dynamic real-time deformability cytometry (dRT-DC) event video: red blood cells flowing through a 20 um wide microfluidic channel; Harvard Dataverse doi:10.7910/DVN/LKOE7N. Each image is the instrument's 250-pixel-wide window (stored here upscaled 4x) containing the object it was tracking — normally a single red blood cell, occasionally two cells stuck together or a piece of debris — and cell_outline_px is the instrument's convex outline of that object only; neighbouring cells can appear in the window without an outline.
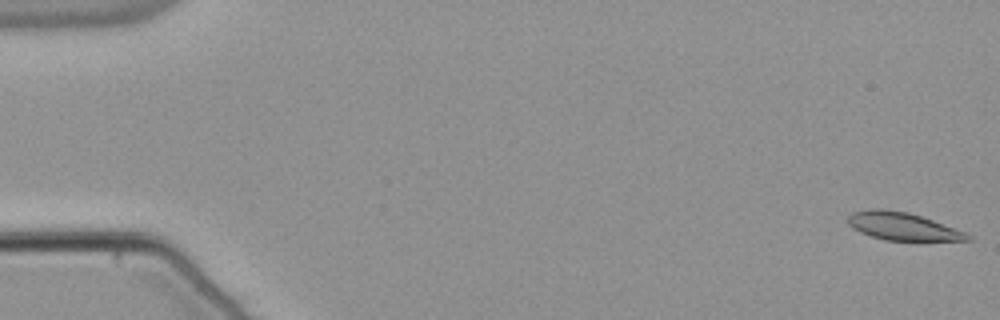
{"species": "common noctule bat (a hibernating species)", "species_latin": "Nyctalus noctula", "temperature_condition": "warm", "stored_images_in_passage": 56, "segment_of_instrument_passage": [1, 2], "camera_frame_rate_fps": 3000, "um_per_image_px": 0.085, "animal": {"sex": "male", "body_mass_g": 21.5, "forearm_length_mm": 52.0}, "frame": {"image": 1, "passage_image": 1, "time_ms": 0.0, "image_size_px": [1000, 320], "cell_outline_px": [[972, 240], [884, 240], [860, 232], [852, 228], [848, 224], [848, 216], [852, 212], [872, 208], [884, 208], [908, 212], [932, 220], [964, 232], [972, 236]], "centroid_in_image_um": [76.66, 19.22], "position_along_channel_um": 8.3, "area_um2": 19.13}}
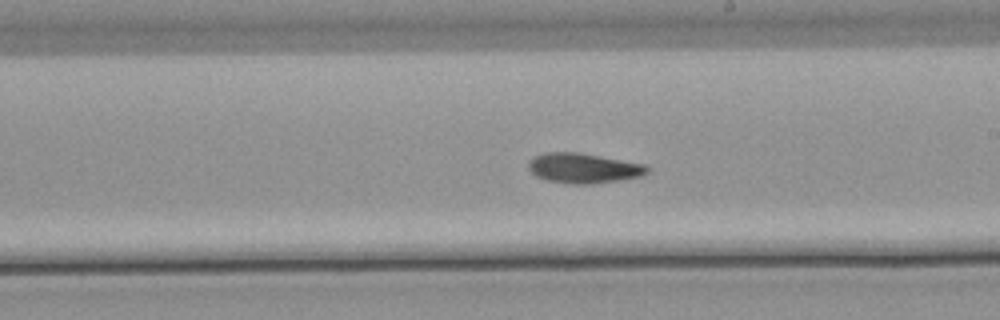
{"frame": {"image": 2, "passage_image": 32, "time_ms": 10.333, "image_size_px": [1000, 320], "cell_outline_px": [[652, 168], [648, 172], [640, 176], [620, 180], [592, 184], [568, 184], [544, 180], [536, 176], [528, 168], [528, 160], [532, 156], [544, 152], [580, 152], [644, 164]], "centroid_in_image_um": [49.56, 14.29], "position_along_channel_um": 239.4, "area_um2": 21.1}}
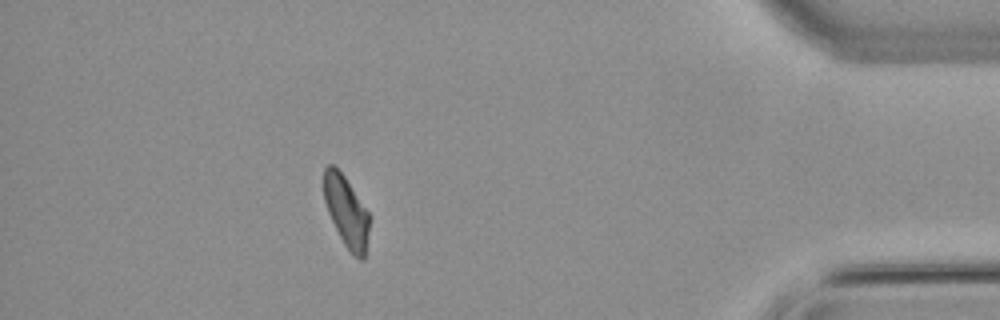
{"frame": {"image": 3, "passage_image": 49, "time_ms": 16.0, "image_size_px": [1000, 320], "cell_outline_px": [[368, 232], [364, 260], [360, 260], [344, 244], [328, 212], [324, 200], [324, 168], [328, 164], [332, 164], [344, 176], [368, 212]], "centroid_in_image_um": [29.42, 17.96], "position_along_channel_um": 405.8, "area_um2": 18.15}}